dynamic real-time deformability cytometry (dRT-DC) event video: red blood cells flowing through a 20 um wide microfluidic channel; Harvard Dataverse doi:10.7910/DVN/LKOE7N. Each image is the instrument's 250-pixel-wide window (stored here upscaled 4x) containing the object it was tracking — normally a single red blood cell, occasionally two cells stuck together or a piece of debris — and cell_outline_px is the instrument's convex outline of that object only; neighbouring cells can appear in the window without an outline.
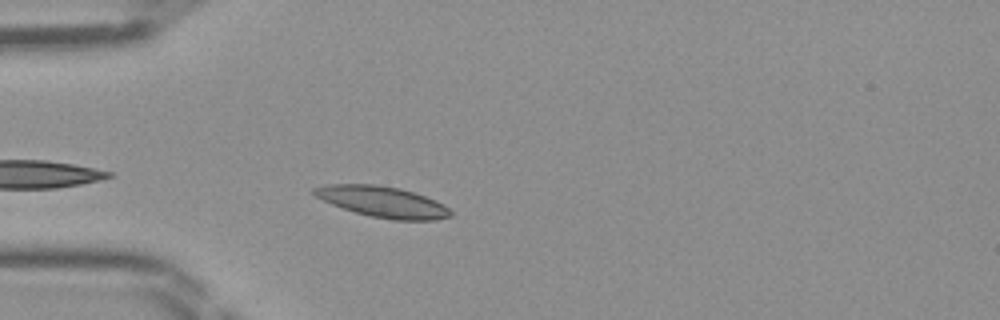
{"species": "Egyptian fruit bat (a non-hibernating species)", "species_latin": "Rousettus aegyptiacus", "temperature_condition": "room temperature", "stored_images_in_passage": 20, "camera_frame_rate_fps": 3000, "um_per_image_px": 0.085, "frame": {"image": 1, "passage_image": 4, "time_ms": 1.0, "image_size_px": [1000, 320], "cell_outline_px": [[452, 216], [436, 220], [392, 220], [372, 216], [356, 212], [332, 204], [316, 196], [312, 192], [312, 188], [328, 184], [376, 184], [400, 188], [436, 200], [444, 204], [452, 212]], "centroid_in_image_um": [32.55, 17.15], "position_along_channel_um": 52.4, "area_um2": 24.45}}
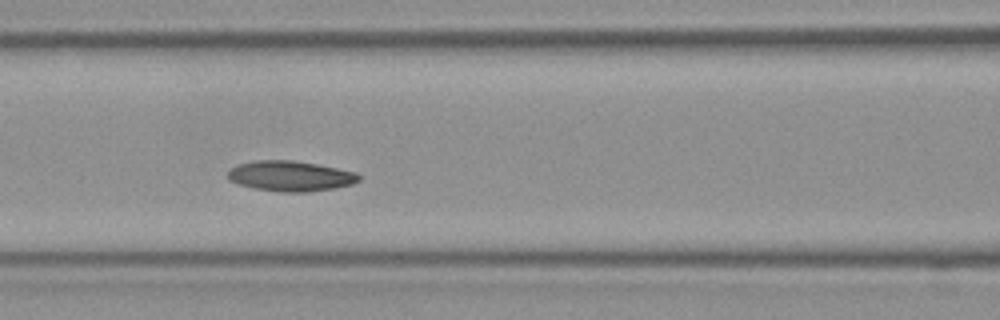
{"frame": {"image": 2, "passage_image": 11, "time_ms": 3.333, "image_size_px": [1000, 320], "cell_outline_px": [[360, 180], [352, 184], [336, 188], [308, 192], [280, 192], [252, 188], [236, 184], [228, 180], [228, 172], [236, 164], [256, 160], [292, 160], [316, 164], [356, 172], [360, 176]], "centroid_in_image_um": [24.66, 14.97], "position_along_channel_um": 141.9, "area_um2": 23.35}}
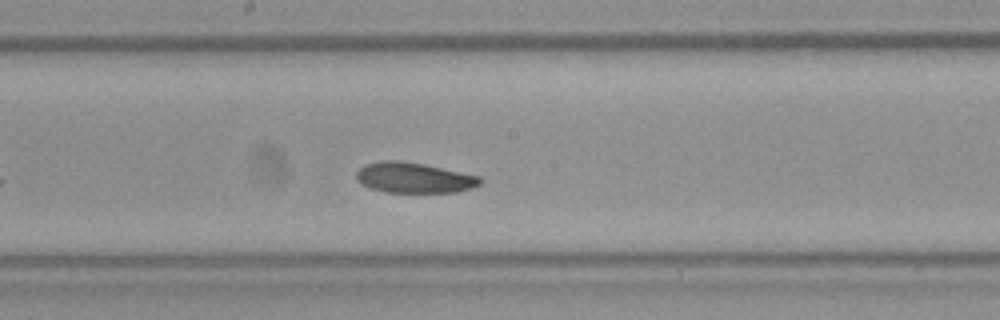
{"frame": {"image": 3, "passage_image": 16, "time_ms": 5.0, "image_size_px": [1000, 320], "cell_outline_px": [[484, 180], [480, 184], [472, 188], [456, 192], [384, 192], [372, 188], [356, 180], [356, 172], [364, 164], [380, 160], [400, 160], [424, 164], [480, 176]], "centroid_in_image_um": [35.19, 15.1], "position_along_channel_um": 213.0, "area_um2": 22.02}}